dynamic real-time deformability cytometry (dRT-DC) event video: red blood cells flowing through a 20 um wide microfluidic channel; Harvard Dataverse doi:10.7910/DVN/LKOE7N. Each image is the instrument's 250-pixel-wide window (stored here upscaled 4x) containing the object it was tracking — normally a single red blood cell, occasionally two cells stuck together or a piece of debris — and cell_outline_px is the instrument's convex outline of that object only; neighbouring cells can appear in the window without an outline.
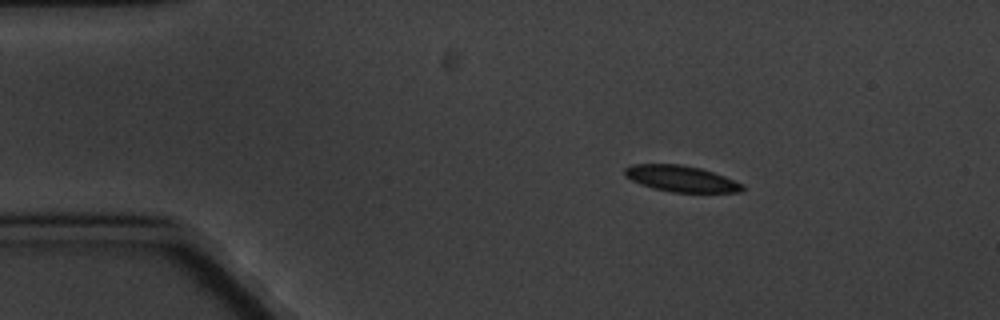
{"species": "common noctule bat (a hibernating species)", "species_latin": "Nyctalus noctula", "temperature_condition": "cold", "stored_images_in_passage": 5, "camera_frame_rate_fps": 3000, "um_per_image_px": 0.085, "animal": {"sex": "male", "body_mass_g": 20.1, "forearm_length_mm": 53.5}, "frame": {"image": 1, "passage_image": 2, "time_ms": 1.333, "image_size_px": [1000, 320], "cell_outline_px": [[744, 188], [740, 192], [672, 192], [652, 188], [640, 184], [624, 176], [624, 168], [632, 164], [680, 164], [700, 168], [724, 176], [744, 184]], "centroid_in_image_um": [57.87, 15.18], "position_along_channel_um": 27.1, "area_um2": 17.92}}
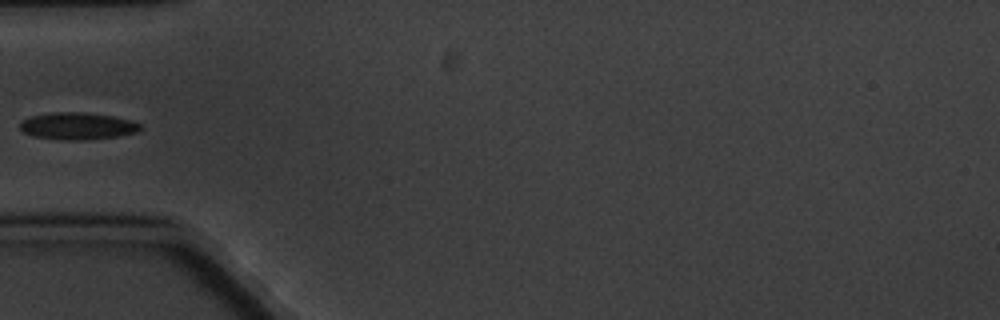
{"frame": {"image": 2, "passage_image": 5, "time_ms": 4.667, "image_size_px": [1000, 320], "cell_outline_px": [[140, 128], [136, 132], [116, 136], [88, 140], [60, 140], [32, 136], [24, 132], [20, 128], [20, 120], [32, 116], [52, 112], [88, 112], [112, 116], [132, 120], [140, 124]], "centroid_in_image_um": [6.55, 10.71], "position_along_channel_um": 78.4, "area_um2": 19.07}}